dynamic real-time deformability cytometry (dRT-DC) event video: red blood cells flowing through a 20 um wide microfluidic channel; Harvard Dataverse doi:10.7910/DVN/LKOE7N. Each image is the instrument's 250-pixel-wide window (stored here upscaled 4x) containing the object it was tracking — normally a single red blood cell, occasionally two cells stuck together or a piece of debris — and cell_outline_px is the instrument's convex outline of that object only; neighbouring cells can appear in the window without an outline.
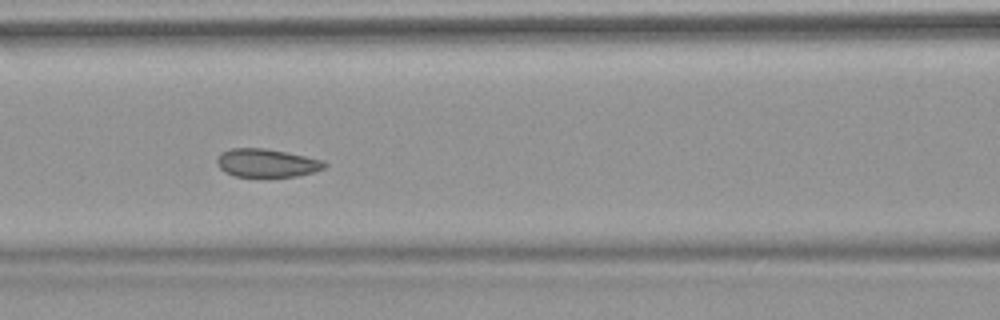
{"species": "common noctule bat (a hibernating species)", "species_latin": "Nyctalus noctula", "temperature_condition": "warm", "stored_images_in_passage": 8, "camera_frame_rate_fps": 3000, "um_per_image_px": 0.085, "animal": {"sex": "female", "body_mass_g": 18.4}, "frame": {"image": 1, "passage_image": 7, "time_ms": 7.0, "image_size_px": [1000, 320], "cell_outline_px": [[328, 164], [324, 168], [312, 172], [296, 176], [236, 176], [224, 172], [216, 164], [216, 160], [220, 152], [232, 148], [264, 148], [324, 160]], "centroid_in_image_um": [22.64, 13.84], "position_along_channel_um": 144.0, "area_um2": 17.57}}